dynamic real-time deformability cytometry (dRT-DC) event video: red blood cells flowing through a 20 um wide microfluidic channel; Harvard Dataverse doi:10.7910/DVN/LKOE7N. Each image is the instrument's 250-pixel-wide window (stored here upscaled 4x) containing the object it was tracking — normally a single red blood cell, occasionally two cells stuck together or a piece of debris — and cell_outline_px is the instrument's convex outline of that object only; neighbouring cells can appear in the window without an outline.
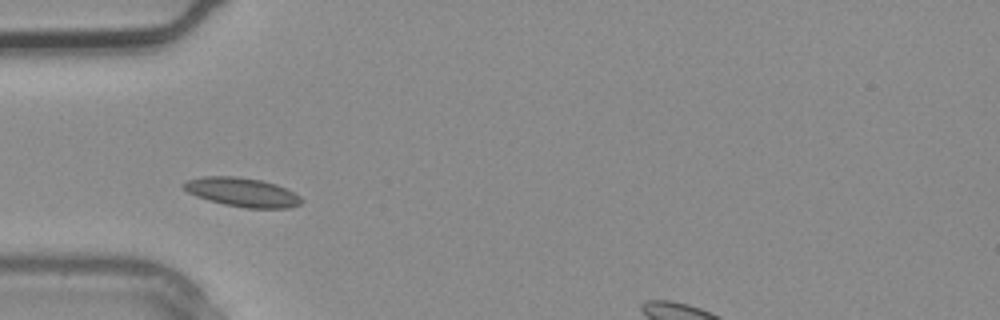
{"species": "common noctule bat (a hibernating species)", "species_latin": "Nyctalus noctula", "temperature_condition": "warm", "stored_images_in_passage": 1, "camera_frame_rate_fps": 3000, "um_per_image_px": 0.085, "animal": {"sex": "male", "body_mass_g": 20.4}, "frame": {"image": 1, "passage_image": 1, "time_ms": 0.0, "image_size_px": [1000, 320], "cell_outline_px": [[304, 200], [300, 204], [288, 208], [244, 208], [224, 204], [208, 200], [196, 196], [188, 192], [180, 184], [188, 180], [204, 176], [236, 176], [260, 180], [276, 184], [300, 196]], "centroid_in_image_um": [20.57, 16.34], "position_along_channel_um": 64.4, "area_um2": 19.83}}